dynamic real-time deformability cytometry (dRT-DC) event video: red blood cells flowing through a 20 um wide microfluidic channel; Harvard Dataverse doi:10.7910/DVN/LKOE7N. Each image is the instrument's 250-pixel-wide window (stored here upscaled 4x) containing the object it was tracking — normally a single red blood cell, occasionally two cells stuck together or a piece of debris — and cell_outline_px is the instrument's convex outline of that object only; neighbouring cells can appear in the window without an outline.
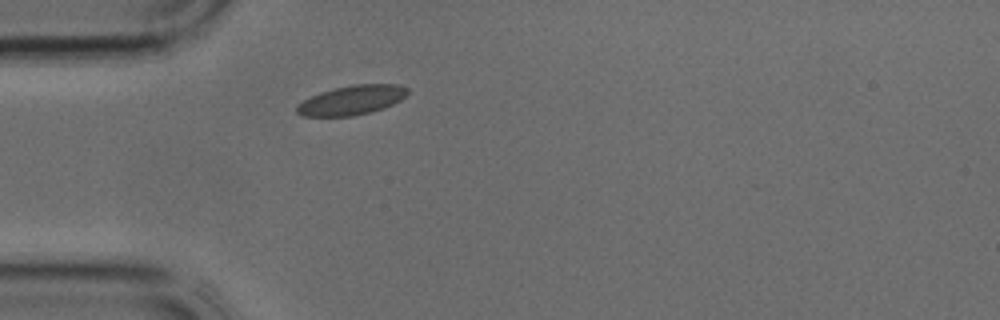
{"species": "common noctule bat (a hibernating species)", "species_latin": "Nyctalus noctula", "temperature_condition": "cold", "stored_images_in_passage": 19, "camera_frame_rate_fps": 3000, "um_per_image_px": 0.085, "animal": {"sex": "male", "body_mass_g": 17.9, "forearm_length_mm": 54.2}, "frame": {"image": 1, "passage_image": 1, "time_ms": 0.0, "image_size_px": [1000, 320], "cell_outline_px": [[408, 92], [400, 100], [392, 104], [372, 112], [352, 116], [304, 116], [296, 112], [296, 104], [320, 92], [352, 84], [396, 84], [408, 88]], "centroid_in_image_um": [29.88, 8.51], "position_along_channel_um": 55.1, "area_um2": 18.84}}
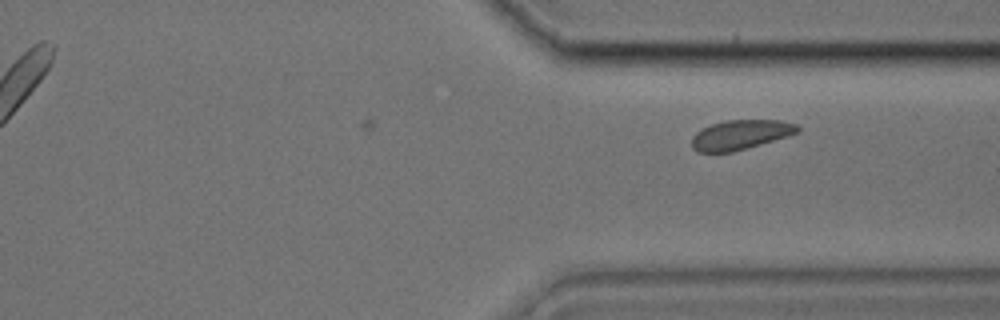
{"frame": {"image": 2, "passage_image": 19, "time_ms": 6.0, "image_size_px": [1000, 320], "cell_outline_px": [[800, 132], [788, 136], [732, 152], [696, 152], [692, 148], [692, 136], [696, 132], [712, 124], [724, 120], [780, 120], [800, 124]], "centroid_in_image_um": [62.97, 11.44], "position_along_channel_um": 348.4, "area_um2": 18.32}}